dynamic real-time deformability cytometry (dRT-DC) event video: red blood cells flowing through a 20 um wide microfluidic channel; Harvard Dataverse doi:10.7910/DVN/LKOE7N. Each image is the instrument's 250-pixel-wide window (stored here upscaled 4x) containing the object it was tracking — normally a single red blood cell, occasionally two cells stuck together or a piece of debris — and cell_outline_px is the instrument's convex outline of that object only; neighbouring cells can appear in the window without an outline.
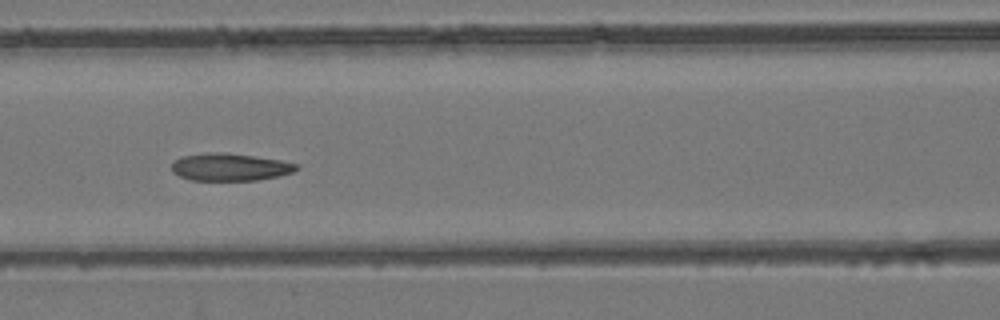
{"species": "common noctule bat (a hibernating species)", "species_latin": "Nyctalus noctula", "temperature_condition": "room temperature", "stored_images_in_passage": 10, "camera_frame_rate_fps": 3000, "um_per_image_px": 0.085, "animal": {"sex": "female", "body_mass_g": 24.6, "forearm_length_mm": 56.2}, "frame": {"image": 1, "passage_image": 7, "time_ms": 2.0, "image_size_px": [1000, 320], "cell_outline_px": [[300, 168], [292, 172], [276, 176], [256, 180], [192, 180], [180, 176], [172, 172], [172, 164], [180, 156], [208, 152], [224, 152], [280, 160], [300, 164]], "centroid_in_image_um": [19.54, 14.19], "position_along_channel_um": 147.1, "area_um2": 19.88}}
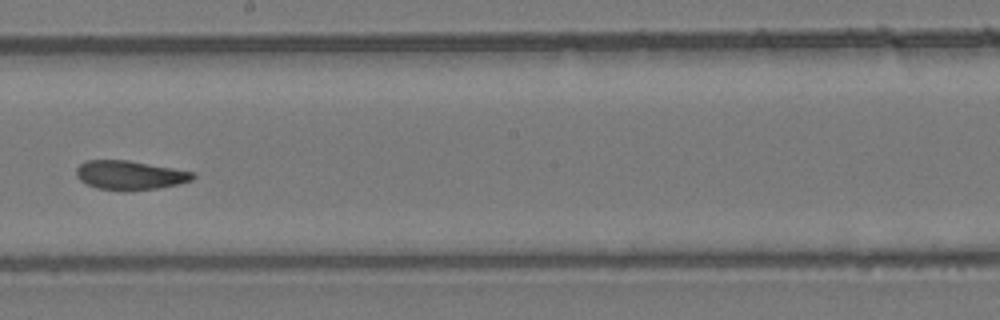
{"frame": {"image": 2, "passage_image": 9, "time_ms": 2.667, "image_size_px": [1000, 320], "cell_outline_px": [[196, 176], [192, 180], [160, 188], [120, 192], [96, 188], [80, 180], [76, 176], [76, 168], [84, 160], [128, 160], [196, 172]], "centroid_in_image_um": [11.03, 14.9], "position_along_channel_um": 237.2, "area_um2": 20.06}}
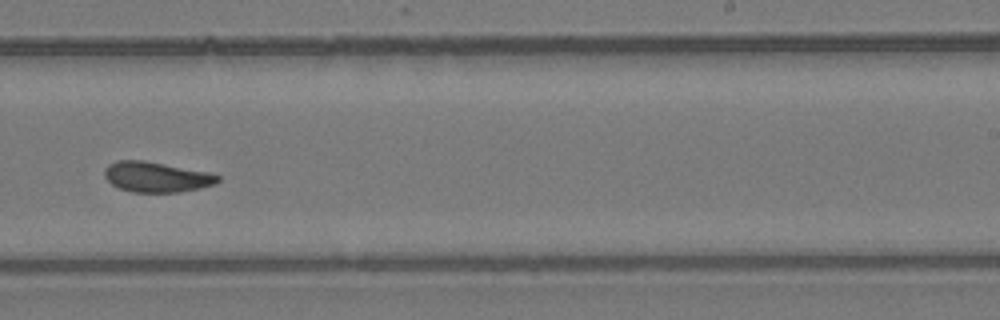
{"frame": {"image": 3, "passage_image": 10, "time_ms": 3.0, "image_size_px": [1000, 320], "cell_outline_px": [[220, 180], [216, 184], [200, 188], [180, 192], [132, 192], [120, 188], [112, 184], [104, 176], [104, 168], [108, 164], [116, 160], [144, 160], [208, 172], [220, 176]], "centroid_in_image_um": [13.29, 15.04], "position_along_channel_um": 275.7, "area_um2": 20.06}}